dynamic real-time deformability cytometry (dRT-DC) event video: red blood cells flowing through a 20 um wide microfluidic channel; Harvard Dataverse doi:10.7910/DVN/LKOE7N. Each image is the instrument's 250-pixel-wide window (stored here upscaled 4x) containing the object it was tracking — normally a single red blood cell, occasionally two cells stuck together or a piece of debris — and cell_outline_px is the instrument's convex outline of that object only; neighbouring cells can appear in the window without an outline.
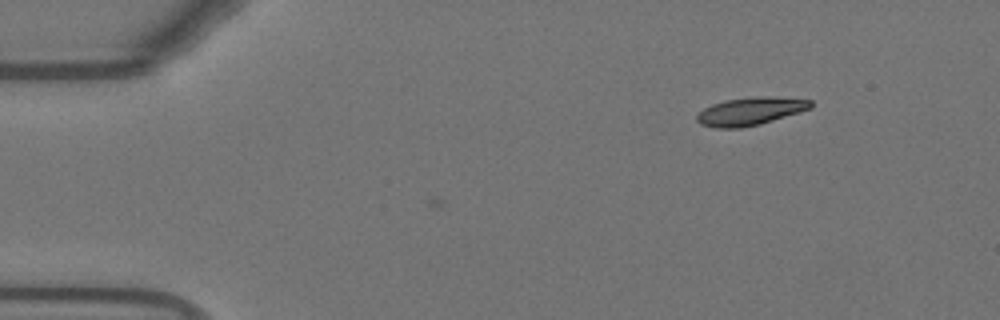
{"species": "Egyptian fruit bat (a non-hibernating species)", "species_latin": "Rousettus aegyptiacus", "temperature_condition": "warm", "stored_images_in_passage": 12, "camera_frame_rate_fps": 3000, "um_per_image_px": 0.085, "animal": {"sex": "female"}, "frame": {"image": 1, "passage_image": 12, "time_ms": 3.667, "image_size_px": [1000, 320], "cell_outline_px": [[812, 108], [800, 112], [760, 124], [740, 128], [716, 128], [700, 124], [696, 120], [696, 116], [704, 108], [712, 104], [724, 100], [752, 96], [768, 96], [812, 100]], "centroid_in_image_um": [63.77, 9.45], "position_along_channel_um": 21.2, "area_um2": 18.61}}